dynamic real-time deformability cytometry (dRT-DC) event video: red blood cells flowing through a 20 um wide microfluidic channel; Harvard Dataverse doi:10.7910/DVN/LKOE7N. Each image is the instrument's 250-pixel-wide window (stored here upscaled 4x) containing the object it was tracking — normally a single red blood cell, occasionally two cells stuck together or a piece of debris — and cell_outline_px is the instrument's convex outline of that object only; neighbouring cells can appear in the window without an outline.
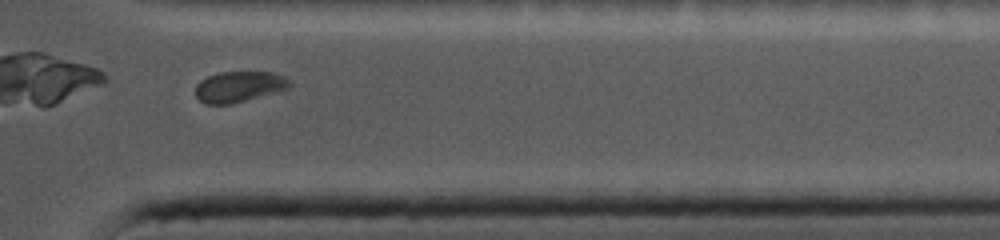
{"species": "common noctule bat (a hibernating species)", "species_latin": "Nyctalus noctula", "temperature_condition": "cold", "stored_images_in_passage": 21, "camera_frame_rate_fps": 5000, "um_per_image_px": 0.085, "animal": {"sex": "female", "body_mass_g": 19.0, "forearm_length_mm": 56.7}, "frame": {"image": 1, "passage_image": 18, "time_ms": 8.6, "image_size_px": [1000, 240], "cell_outline_px": [[292, 84], [288, 88], [232, 104], [204, 104], [196, 96], [196, 84], [200, 80], [208, 76], [220, 72], [272, 72], [284, 76]], "centroid_in_image_um": [20.29, 7.36], "position_along_channel_um": 391.1, "area_um2": 16.76}, "authors_computed_cell_mechanics": {"area_um2": 18.207, "velocity_mm_per_s": 3.687, "shape_relaxation_time_tau1_ms": null, "shape_relaxation_time_tau2_ms": 1.3512, "deformation_change_tau1": null, "deformation_change_tau2": 0.044}}